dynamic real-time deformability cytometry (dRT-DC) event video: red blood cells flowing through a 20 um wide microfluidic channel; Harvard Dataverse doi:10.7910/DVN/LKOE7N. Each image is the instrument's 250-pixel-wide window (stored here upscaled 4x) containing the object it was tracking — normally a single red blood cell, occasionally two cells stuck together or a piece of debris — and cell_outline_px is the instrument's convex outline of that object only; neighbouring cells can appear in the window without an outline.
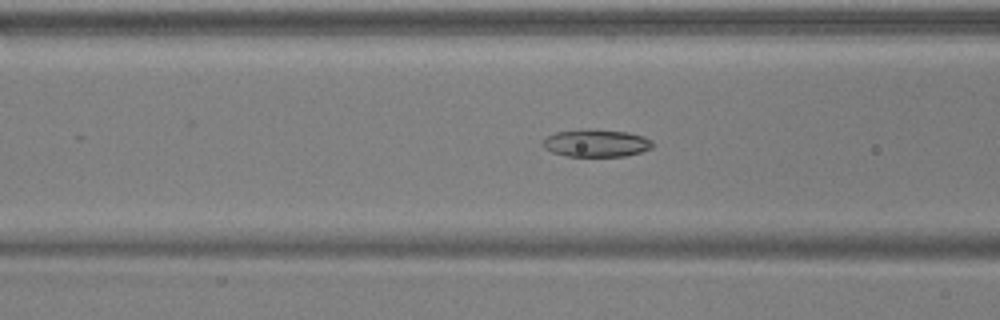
{"species": "common noctule bat (a hibernating species)", "species_latin": "Nyctalus noctula", "temperature_condition": "warm", "stored_images_in_passage": 54, "camera_frame_rate_fps": 3000, "um_per_image_px": 0.085, "animal": {"sex": "male", "body_mass_g": 17.9, "forearm_length_mm": 54.2}, "frame": {"image": 1, "passage_image": 21, "time_ms": 6.667, "image_size_px": [1000, 320], "cell_outline_px": [[652, 148], [640, 152], [624, 156], [568, 156], [552, 152], [544, 148], [544, 140], [548, 136], [556, 132], [628, 132], [644, 136], [652, 140]], "centroid_in_image_um": [50.73, 12.22], "position_along_channel_um": 115.9, "area_um2": 16.53}}
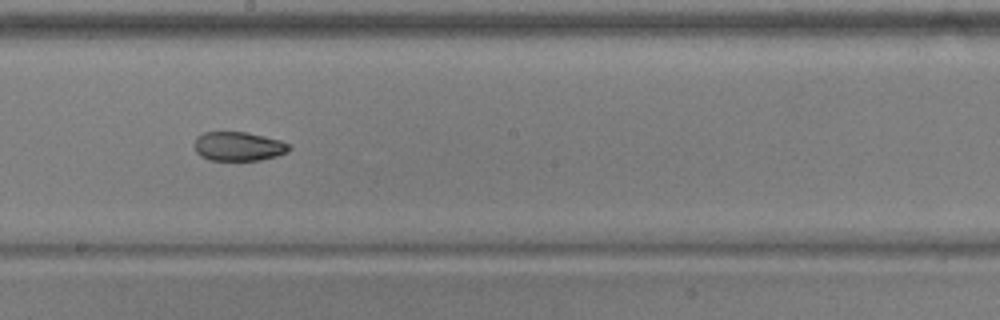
{"frame": {"image": 2, "passage_image": 30, "time_ms": 9.667, "image_size_px": [1000, 320], "cell_outline_px": [[292, 148], [288, 152], [276, 156], [260, 160], [208, 160], [200, 156], [196, 152], [196, 136], [204, 132], [244, 132], [264, 136], [280, 140], [288, 144]], "centroid_in_image_um": [20.28, 12.44], "position_along_channel_um": 227.9, "area_um2": 16.01}}
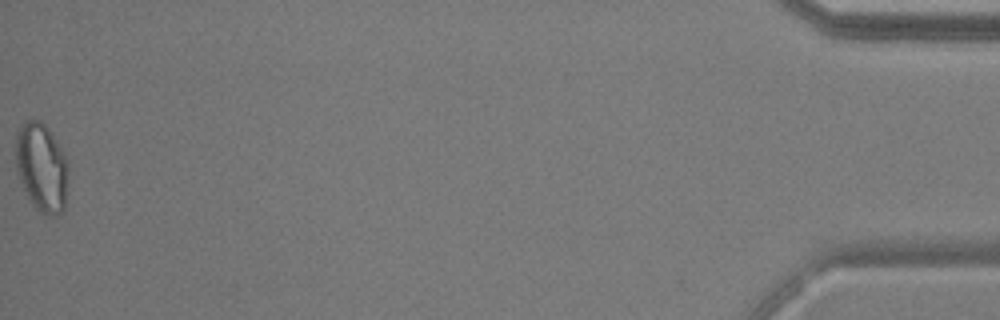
{"frame": {"image": 3, "passage_image": 54, "time_ms": 17.667, "image_size_px": [1000, 320], "cell_outline_px": [[68, 168], [64, 212], [56, 216], [52, 216], [36, 208], [28, 200], [16, 172], [16, 132], [28, 120], [40, 120], [48, 128], [56, 140], [68, 164]], "centroid_in_image_um": [3.53, 14.25], "position_along_channel_um": 431.7, "area_um2": 27.11}, "authors_computed_cell_mechanics": {"area_um2": 19.5364, "velocity_mm_per_s": 3.7286, "shape_relaxation_time_tau1_ms": null, "shape_relaxation_time_tau2_ms": 2.7787, "deformation_change_tau1": null, "deformation_change_tau2": 0.0751}}